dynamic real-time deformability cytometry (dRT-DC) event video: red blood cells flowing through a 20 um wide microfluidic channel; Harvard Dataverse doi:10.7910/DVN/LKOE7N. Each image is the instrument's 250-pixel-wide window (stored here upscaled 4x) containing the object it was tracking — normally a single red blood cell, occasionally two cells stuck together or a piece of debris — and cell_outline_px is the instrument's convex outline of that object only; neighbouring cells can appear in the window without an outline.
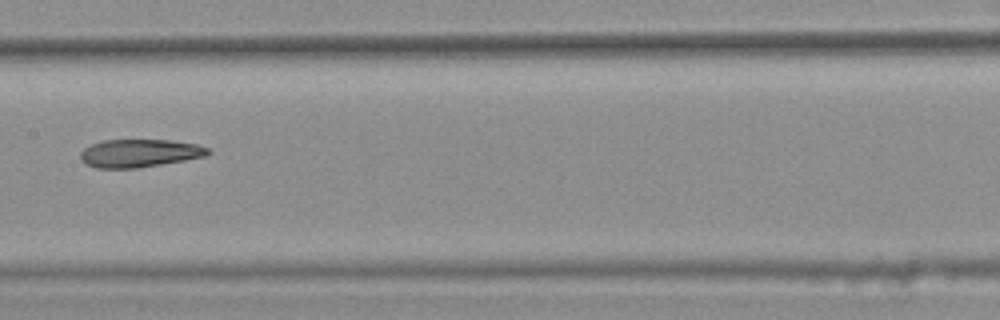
{"species": "common noctule bat (a hibernating species)", "species_latin": "Nyctalus noctula", "temperature_condition": "warm", "stored_images_in_passage": 8, "camera_frame_rate_fps": 3000, "um_per_image_px": 0.085, "animal": {"sex": "female", "body_mass_g": 25.1}, "frame": {"image": 1, "passage_image": 8, "time_ms": 2.333, "image_size_px": [1000, 320], "cell_outline_px": [[212, 152], [204, 156], [184, 160], [136, 168], [96, 168], [84, 164], [80, 160], [80, 152], [84, 148], [92, 144], [104, 140], [172, 140], [196, 144], [208, 148]], "centroid_in_image_um": [11.82, 13.02], "position_along_channel_um": 195.6, "area_um2": 20.75}}